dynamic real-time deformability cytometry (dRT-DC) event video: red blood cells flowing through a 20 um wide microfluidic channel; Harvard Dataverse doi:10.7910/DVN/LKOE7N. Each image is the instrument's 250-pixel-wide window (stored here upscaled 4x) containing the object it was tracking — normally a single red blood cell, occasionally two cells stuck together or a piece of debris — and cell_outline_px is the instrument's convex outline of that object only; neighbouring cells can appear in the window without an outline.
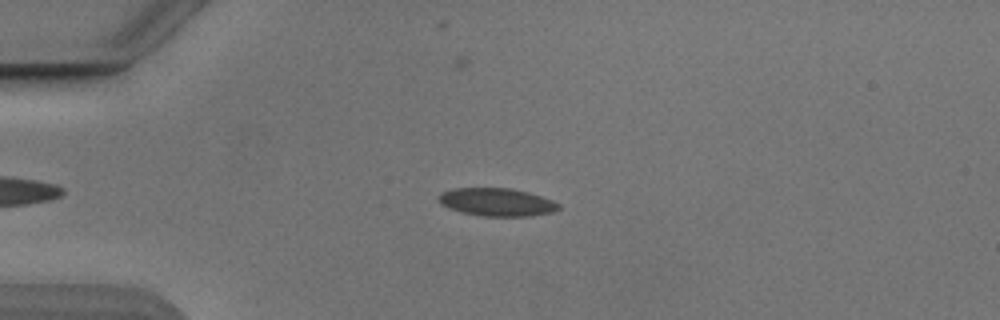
{"species": "Egyptian fruit bat (a non-hibernating species)", "species_latin": "Rousettus aegyptiacus", "temperature_condition": "cold", "stored_images_in_passage": 53, "camera_frame_rate_fps": 3000, "um_per_image_px": 0.085, "animal": {"sex": "male"}, "frame": {"image": 1, "passage_image": 13, "time_ms": 4.0, "image_size_px": [1000, 320], "cell_outline_px": [[560, 208], [552, 212], [532, 216], [484, 216], [460, 212], [448, 208], [440, 204], [436, 196], [440, 192], [452, 188], [512, 188], [528, 192], [552, 200], [560, 204]], "centroid_in_image_um": [42.18, 17.17], "position_along_channel_um": 42.8, "area_um2": 19.77}}
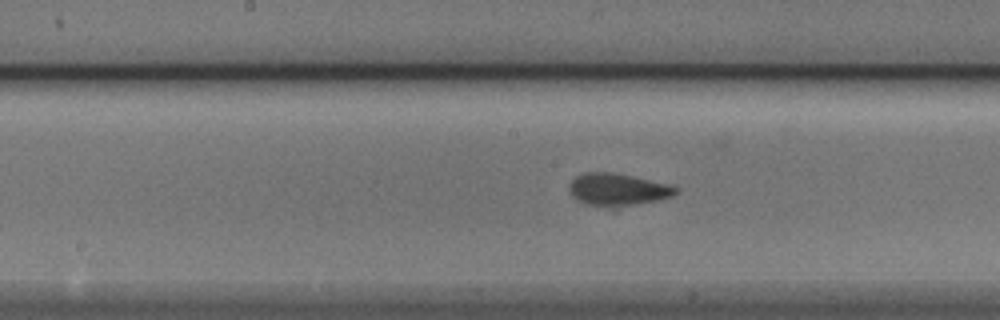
{"frame": {"image": 2, "passage_image": 27, "time_ms": 8.667, "image_size_px": [1000, 320], "cell_outline_px": [[680, 192], [672, 196], [656, 200], [636, 204], [608, 208], [584, 204], [576, 200], [568, 192], [568, 188], [572, 180], [576, 176], [584, 172], [612, 172], [632, 176], [668, 184], [680, 188]], "centroid_in_image_um": [52.47, 16.12], "position_along_channel_um": 195.7, "area_um2": 20.29}}
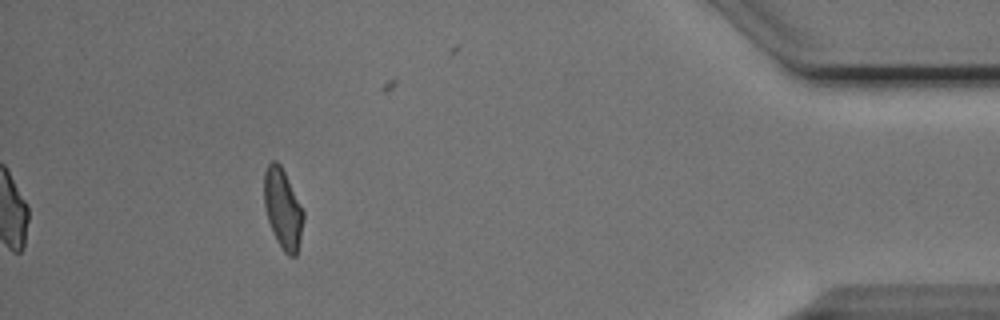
{"frame": {"image": 3, "passage_image": 48, "time_ms": 15.667, "image_size_px": [1000, 320], "cell_outline_px": [[304, 220], [300, 240], [296, 256], [288, 256], [284, 252], [276, 240], [272, 232], [268, 220], [264, 204], [264, 172], [268, 164], [272, 160], [276, 160], [280, 164], [304, 212]], "centroid_in_image_um": [24.03, 17.76], "position_along_channel_um": 411.2, "area_um2": 18.21}, "authors_computed_cell_mechanics": {"area_um2": 19.0162, "velocity_mm_per_s": 3.8774, "shape_relaxation_time_tau1_ms": 5.2973, "shape_relaxation_time_tau2_ms": 1.0687, "deformation_change_tau1": 0.1363, "deformation_change_tau2": 0.0555}}